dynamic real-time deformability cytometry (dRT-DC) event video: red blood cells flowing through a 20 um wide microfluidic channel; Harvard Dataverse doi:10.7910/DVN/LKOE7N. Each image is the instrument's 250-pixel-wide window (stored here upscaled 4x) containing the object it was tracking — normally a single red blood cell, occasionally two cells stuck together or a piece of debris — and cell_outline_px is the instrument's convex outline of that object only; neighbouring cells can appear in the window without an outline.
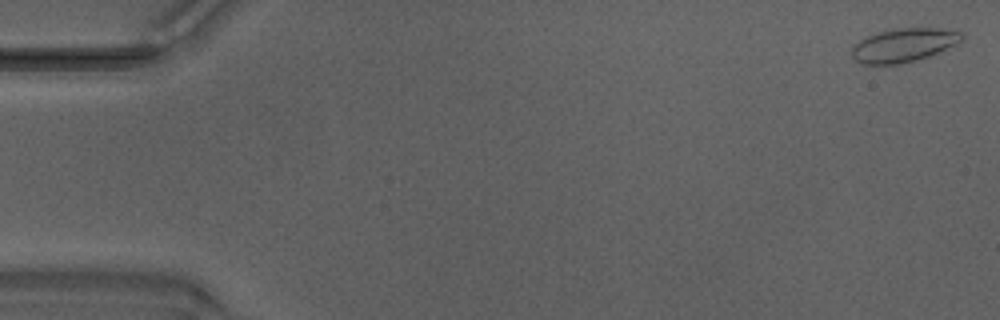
{"species": "Egyptian fruit bat (a non-hibernating species)", "species_latin": "Rousettus aegyptiacus", "temperature_condition": "warm", "stored_images_in_passage": 10, "camera_frame_rate_fps": 3000, "um_per_image_px": 0.085, "animal": {"sex": "male"}, "frame": {"image": 1, "passage_image": 1, "time_ms": 0.0, "image_size_px": [1000, 320], "cell_outline_px": [[964, 36], [956, 44], [928, 56], [916, 60], [900, 64], [860, 64], [852, 56], [852, 48], [860, 40], [868, 36], [880, 32], [896, 28], [940, 28], [964, 32]], "centroid_in_image_um": [76.82, 3.83], "position_along_channel_um": 8.2, "area_um2": 21.33}}